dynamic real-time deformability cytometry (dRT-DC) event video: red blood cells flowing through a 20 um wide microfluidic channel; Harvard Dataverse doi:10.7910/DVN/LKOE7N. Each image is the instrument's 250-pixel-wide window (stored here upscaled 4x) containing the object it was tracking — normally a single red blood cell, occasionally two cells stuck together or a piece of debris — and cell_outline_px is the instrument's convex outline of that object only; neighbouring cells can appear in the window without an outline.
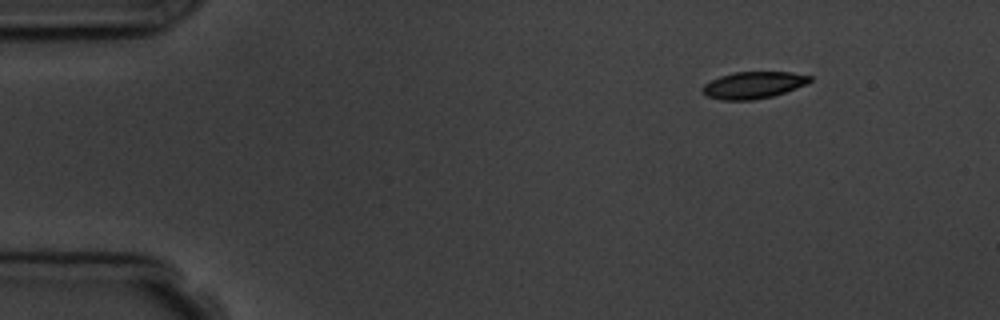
{"species": "common noctule bat (a hibernating species)", "species_latin": "Nyctalus noctula", "temperature_condition": "room temperature", "stored_images_in_passage": 5, "camera_frame_rate_fps": 3000, "um_per_image_px": 0.085, "animal": {"sex": "male", "body_mass_g": 19.5, "forearm_length_mm": 54.6}, "frame": {"image": 1, "passage_image": 5, "time_ms": 5.667, "image_size_px": [1000, 320], "cell_outline_px": [[812, 80], [808, 84], [772, 96], [752, 100], [720, 100], [708, 96], [700, 88], [704, 84], [720, 76], [732, 72], [792, 72], [812, 76]], "centroid_in_image_um": [64.05, 7.22], "position_along_channel_um": 20.9, "area_um2": 16.82}}